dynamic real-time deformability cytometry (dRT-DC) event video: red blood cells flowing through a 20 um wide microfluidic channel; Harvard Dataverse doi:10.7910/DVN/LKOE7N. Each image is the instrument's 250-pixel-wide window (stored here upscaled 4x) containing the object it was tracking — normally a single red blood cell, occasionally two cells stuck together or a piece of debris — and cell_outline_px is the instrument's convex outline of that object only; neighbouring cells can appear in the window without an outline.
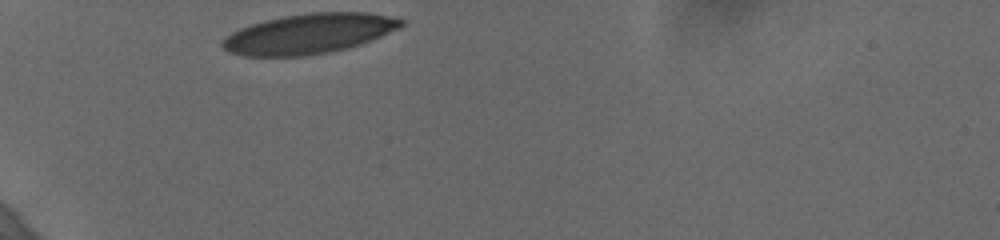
{"species": "human", "species_latin": "Homo sapiens", "temperature_condition": "cold", "stored_images_in_passage": 31, "camera_frame_rate_fps": 3000, "um_per_image_px": 0.085, "donor": {"sex": "female"}, "frame": {"image": 1, "passage_image": 1, "time_ms": 0.0, "image_size_px": [1000, 240], "cell_outline_px": [[404, 24], [400, 28], [372, 40], [348, 48], [332, 52], [308, 56], [244, 56], [228, 52], [220, 44], [232, 32], [240, 28], [264, 20], [284, 16], [308, 12], [368, 12], [404, 20]], "centroid_in_image_um": [26.27, 2.87], "position_along_channel_um": 58.7, "area_um2": 41.73}}
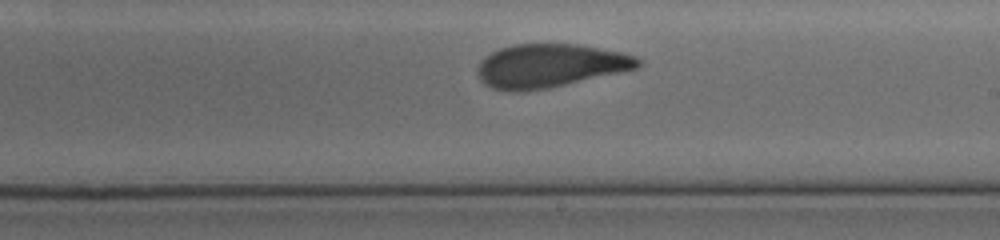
{"frame": {"image": 2, "passage_image": 18, "time_ms": 5.667, "image_size_px": [1000, 240], "cell_outline_px": [[640, 64], [636, 68], [548, 88], [520, 92], [512, 92], [492, 88], [484, 84], [480, 80], [476, 72], [476, 68], [480, 60], [492, 52], [500, 48], [516, 44], [576, 44], [620, 52], [636, 56], [640, 60]], "centroid_in_image_um": [46.66, 5.59], "position_along_channel_um": 242.3, "area_um2": 40.4}}
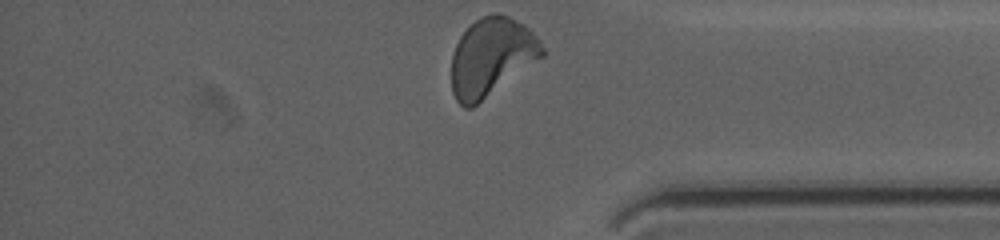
{"frame": {"image": 3, "passage_image": 31, "time_ms": 10.0, "image_size_px": [1000, 240], "cell_outline_px": [[544, 56], [472, 108], [464, 108], [456, 100], [452, 92], [452, 56], [456, 44], [460, 36], [480, 16], [496, 12], [500, 12], [524, 24], [540, 40], [544, 48]], "centroid_in_image_um": [41.78, 4.84], "position_along_channel_um": 393.4, "area_um2": 41.27}, "authors_computed_cell_mechanics": {"area_um2": 41.2692, "velocity_mm_per_s": 3.636, "shape_relaxation_time_tau1_ms": 8.9464, "shape_relaxation_time_tau2_ms": 1.0956, "deformation_change_tau1": 0.2133, "deformation_change_tau2": 0.0696}}